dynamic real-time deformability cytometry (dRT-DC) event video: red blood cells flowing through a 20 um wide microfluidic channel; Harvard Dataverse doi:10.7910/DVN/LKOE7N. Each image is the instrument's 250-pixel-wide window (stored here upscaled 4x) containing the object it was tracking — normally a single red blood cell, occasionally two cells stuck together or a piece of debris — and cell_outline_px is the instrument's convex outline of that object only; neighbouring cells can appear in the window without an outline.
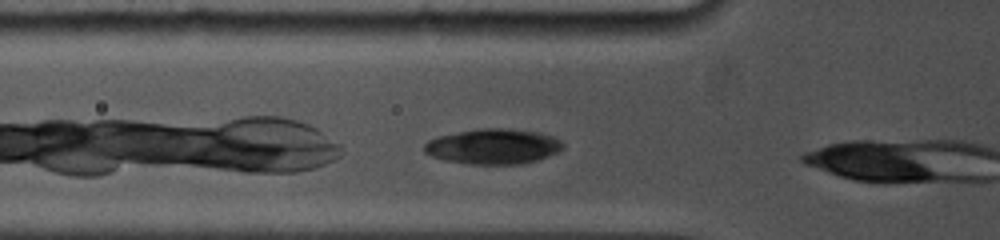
{"species": "common noctule bat (a hibernating species)", "species_latin": "Nyctalus noctula", "temperature_condition": "cold", "stored_images_in_passage": 6, "camera_frame_rate_fps": 5000, "um_per_image_px": 0.085, "animal": {"sex": "female", "body_mass_g": 19.0, "forearm_length_mm": 53.3}, "frame": {"image": 1, "passage_image": 4, "time_ms": 1.0, "image_size_px": [1000, 240], "cell_outline_px": [[564, 148], [560, 152], [536, 160], [520, 164], [468, 164], [444, 160], [432, 156], [424, 152], [424, 144], [428, 140], [436, 136], [456, 132], [480, 128], [504, 128], [540, 132], [552, 136], [560, 140], [564, 144]], "centroid_in_image_um": [41.92, 12.44], "position_along_channel_um": 83.9, "area_um2": 28.73}}